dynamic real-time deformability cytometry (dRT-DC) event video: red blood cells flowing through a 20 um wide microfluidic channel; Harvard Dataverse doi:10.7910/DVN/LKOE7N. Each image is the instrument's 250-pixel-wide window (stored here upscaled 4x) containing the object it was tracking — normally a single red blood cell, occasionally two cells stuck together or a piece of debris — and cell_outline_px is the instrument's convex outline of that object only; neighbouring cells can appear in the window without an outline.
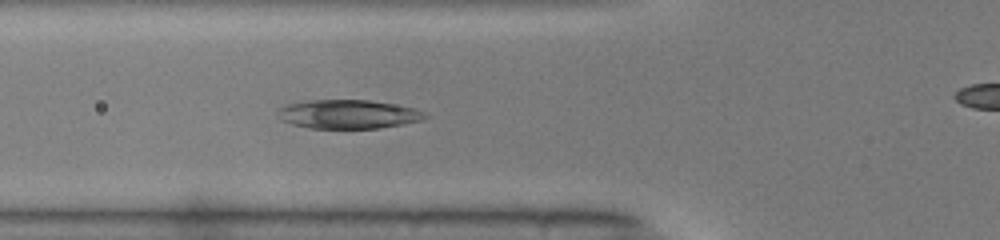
{"species": "common noctule bat (a hibernating species)", "species_latin": "Nyctalus noctula", "temperature_condition": "warm", "stored_images_in_passage": 12, "camera_frame_rate_fps": 3000, "um_per_image_px": 0.085, "animal": {"sex": "male", "body_mass_g": 19.0, "forearm_length_mm": 50.8}, "frame": {"image": 1, "passage_image": 6, "time_ms": 1.667, "image_size_px": [1000, 240], "cell_outline_px": [[428, 116], [420, 120], [404, 124], [380, 128], [308, 128], [292, 124], [284, 120], [280, 108], [288, 104], [312, 100], [368, 100], [392, 104], [412, 108]], "centroid_in_image_um": [29.62, 9.71], "position_along_channel_um": 96.2, "area_um2": 24.04}}
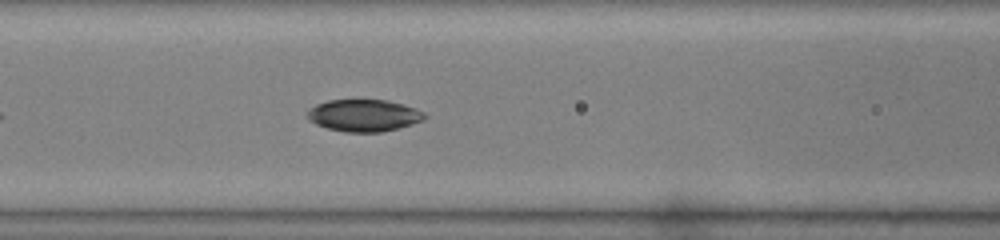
{"frame": {"image": 2, "passage_image": 9, "time_ms": 2.667, "image_size_px": [1000, 240], "cell_outline_px": [[428, 116], [424, 120], [412, 124], [380, 132], [344, 132], [328, 128], [316, 124], [308, 120], [308, 112], [316, 104], [328, 100], [384, 100], [416, 108], [424, 112]], "centroid_in_image_um": [30.94, 9.81], "position_along_channel_um": 135.7, "area_um2": 21.68}}